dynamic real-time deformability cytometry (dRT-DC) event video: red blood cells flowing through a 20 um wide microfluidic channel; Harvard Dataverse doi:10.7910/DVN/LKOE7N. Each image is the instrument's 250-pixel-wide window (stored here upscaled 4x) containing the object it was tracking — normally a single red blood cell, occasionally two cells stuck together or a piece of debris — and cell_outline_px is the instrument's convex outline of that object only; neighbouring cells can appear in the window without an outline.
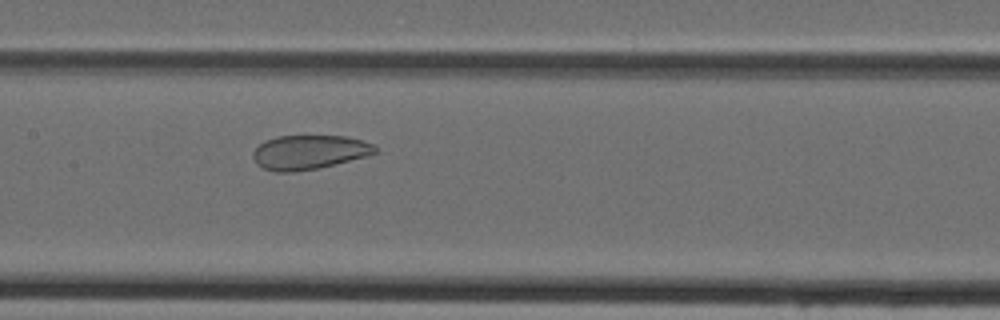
{"species": "Egyptian fruit bat (a non-hibernating species)", "species_latin": "Rousettus aegyptiacus", "temperature_condition": "cold", "stored_images_in_passage": 46, "camera_frame_rate_fps": 3000, "um_per_image_px": 0.085, "animal": {"sex": "female"}, "frame": {"image": 1, "passage_image": 22, "time_ms": 7.0, "image_size_px": [1000, 320], "cell_outline_px": [[376, 152], [368, 156], [320, 168], [292, 172], [276, 172], [264, 168], [256, 164], [252, 156], [252, 152], [264, 140], [276, 136], [348, 136], [376, 144]], "centroid_in_image_um": [26.29, 12.93], "position_along_channel_um": 181.1, "area_um2": 24.62}}
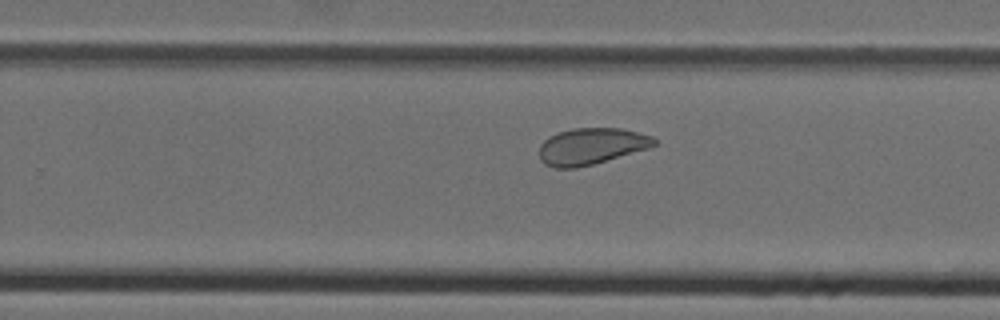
{"frame": {"image": 2, "passage_image": 29, "time_ms": 9.333, "image_size_px": [1000, 320], "cell_outline_px": [[656, 144], [648, 148], [592, 164], [576, 168], [556, 168], [544, 164], [540, 160], [540, 144], [548, 136], [556, 132], [572, 128], [620, 128], [652, 136], [656, 140]], "centroid_in_image_um": [50.21, 12.42], "position_along_channel_um": 279.6, "area_um2": 24.33}}
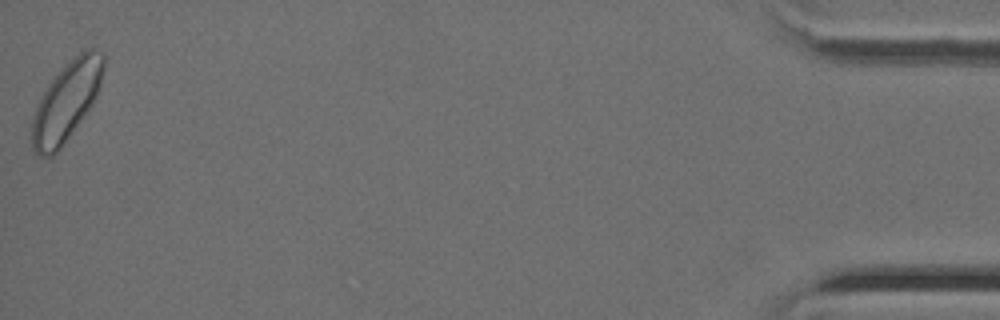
{"frame": {"image": 3, "passage_image": 46, "time_ms": 15.0, "image_size_px": [1000, 320], "cell_outline_px": [[104, 68], [100, 88], [92, 104], [60, 148], [52, 156], [36, 156], [32, 148], [32, 120], [36, 108], [52, 76], [60, 68], [80, 52], [88, 48], [92, 48], [104, 52]], "centroid_in_image_um": [5.65, 8.58], "position_along_channel_um": 429.5, "area_um2": 32.77}}